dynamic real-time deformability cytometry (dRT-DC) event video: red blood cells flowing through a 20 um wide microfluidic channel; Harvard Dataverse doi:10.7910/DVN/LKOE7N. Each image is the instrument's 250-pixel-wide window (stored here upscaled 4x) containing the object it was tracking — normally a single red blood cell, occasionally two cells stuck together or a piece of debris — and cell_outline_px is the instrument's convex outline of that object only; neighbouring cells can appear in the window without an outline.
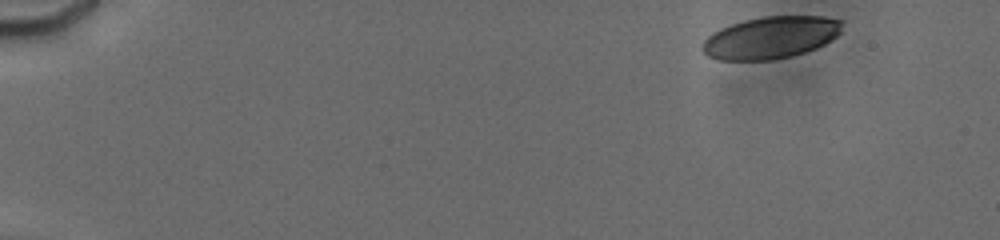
{"species": "human", "species_latin": "Homo sapiens", "temperature_condition": "cold", "stored_images_in_passage": 10, "camera_frame_rate_fps": 3000, "um_per_image_px": 0.085, "donor": {"sex": "male"}, "frame": {"image": 1, "passage_image": 1, "time_ms": 0.0, "image_size_px": [1000, 240], "cell_outline_px": [[844, 20], [840, 32], [836, 36], [824, 44], [816, 48], [792, 56], [768, 60], [720, 60], [708, 56], [700, 48], [700, 44], [712, 32], [720, 28], [744, 20], [764, 16], [824, 16]], "centroid_in_image_um": [65.5, 3.18], "position_along_channel_um": 19.5, "area_um2": 34.45}}
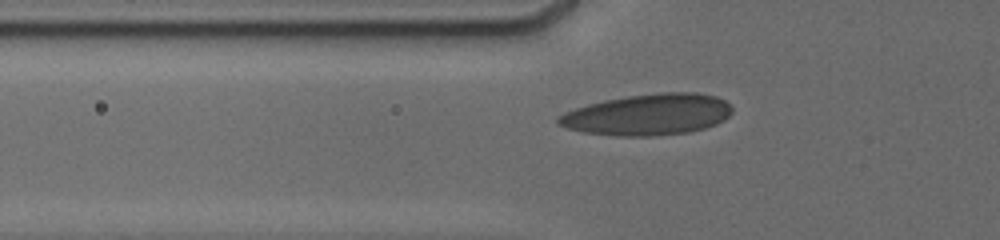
{"frame": {"image": 2, "passage_image": 9, "time_ms": 5.0, "image_size_px": [1000, 240], "cell_outline_px": [[732, 112], [724, 120], [716, 124], [704, 128], [688, 132], [652, 136], [616, 136], [584, 132], [568, 128], [556, 124], [556, 116], [564, 112], [588, 104], [604, 100], [628, 96], [660, 92], [696, 92], [716, 96], [724, 100], [732, 108]], "centroid_in_image_um": [55.06, 9.74], "position_along_channel_um": 70.7, "area_um2": 41.85}}